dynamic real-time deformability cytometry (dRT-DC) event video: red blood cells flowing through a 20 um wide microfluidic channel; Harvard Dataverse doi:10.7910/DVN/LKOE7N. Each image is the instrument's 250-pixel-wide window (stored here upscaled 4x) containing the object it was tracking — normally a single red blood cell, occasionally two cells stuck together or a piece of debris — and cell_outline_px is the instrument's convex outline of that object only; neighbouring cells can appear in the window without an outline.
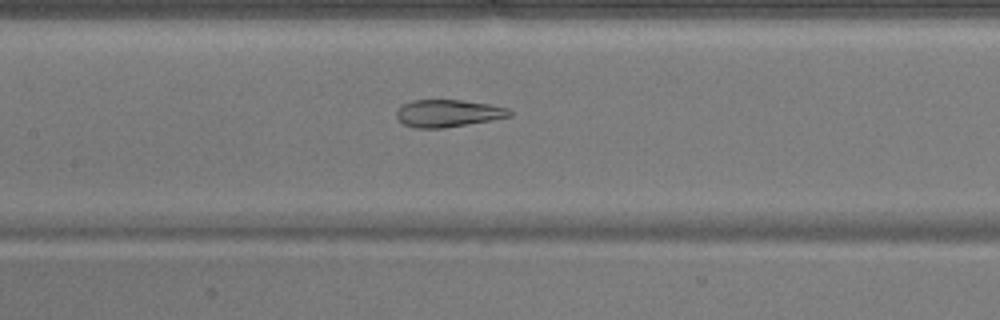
{"species": "common noctule bat (a hibernating species)", "species_latin": "Nyctalus noctula", "temperature_condition": "warm", "stored_images_in_passage": 44, "camera_frame_rate_fps": 3000, "um_per_image_px": 0.085, "animal": {"sex": "male", "body_mass_g": 17.9}, "frame": {"image": 1, "passage_image": 17, "time_ms": 5.333, "image_size_px": [1000, 320], "cell_outline_px": [[512, 116], [444, 128], [416, 128], [404, 124], [396, 116], [396, 112], [404, 104], [412, 100], [460, 100], [488, 104], [508, 108], [512, 112]], "centroid_in_image_um": [38.08, 9.63], "position_along_channel_um": 169.3, "area_um2": 17.74}}
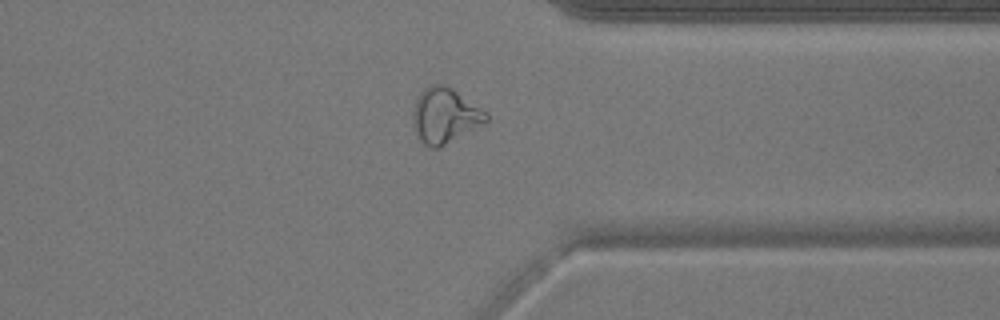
{"frame": {"image": 2, "passage_image": 33, "time_ms": 10.667, "image_size_px": [1000, 320], "cell_outline_px": [[488, 120], [484, 124], [440, 148], [432, 148], [424, 144], [416, 136], [412, 116], [416, 100], [420, 92], [424, 88], [432, 84], [444, 84], [452, 88], [488, 112]], "centroid_in_image_um": [37.82, 9.84], "position_along_channel_um": 373.6, "area_um2": 23.76}}
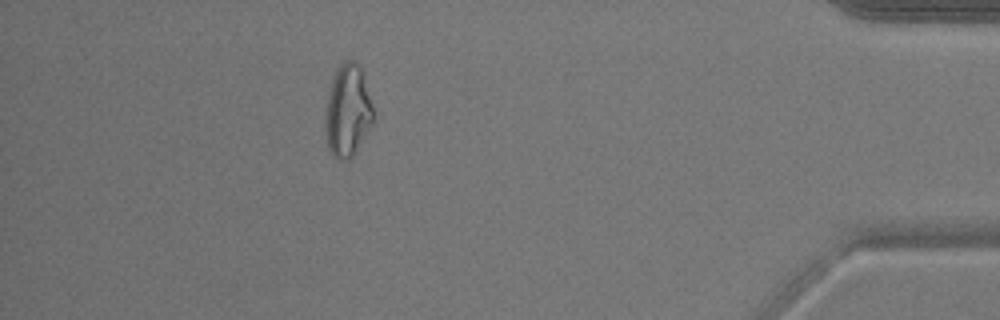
{"frame": {"image": 3, "passage_image": 39, "time_ms": 12.667, "image_size_px": [1000, 320], "cell_outline_px": [[376, 112], [372, 124], [352, 156], [348, 160], [336, 160], [332, 156], [328, 148], [328, 96], [332, 80], [336, 68], [344, 60], [356, 60], [360, 64]], "centroid_in_image_um": [29.63, 9.37], "position_along_channel_um": 405.6, "area_um2": 25.49}, "authors_computed_cell_mechanics": {"area_um2": 22.0507, "velocity_mm_per_s": 3.8995, "shape_relaxation_time_tau1_ms": null, "shape_relaxation_time_tau2_ms": 1.6061, "deformation_change_tau1": null, "deformation_change_tau2": 0.0609}}